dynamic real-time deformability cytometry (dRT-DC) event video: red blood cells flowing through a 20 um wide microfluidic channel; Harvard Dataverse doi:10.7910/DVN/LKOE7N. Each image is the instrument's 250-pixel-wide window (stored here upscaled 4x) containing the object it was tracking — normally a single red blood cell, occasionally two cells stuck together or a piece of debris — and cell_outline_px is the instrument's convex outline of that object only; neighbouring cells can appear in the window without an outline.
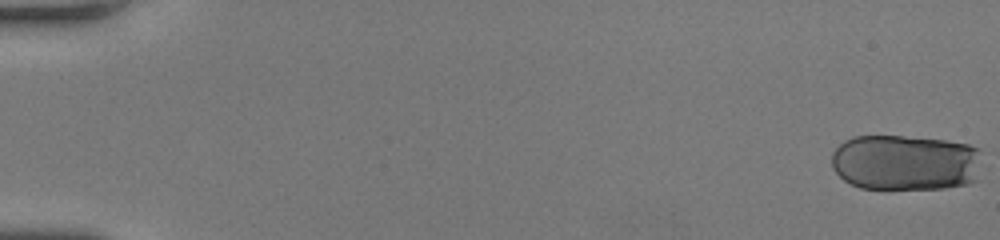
{"species": "human", "species_latin": "Homo sapiens", "temperature_condition": "room temperature", "stored_images_in_passage": 52, "segment_of_instrument_passage": [1, 2], "camera_frame_rate_fps": 3000, "um_per_image_px": 0.085, "donor": {"sex": "female"}, "frame": {"image": 1, "passage_image": 1, "time_ms": 0.0, "image_size_px": [1000, 240], "cell_outline_px": [[980, 148], [976, 180], [968, 184], [944, 188], [860, 188], [844, 180], [832, 168], [832, 152], [844, 140], [852, 136], [904, 136], [944, 140], [968, 144]], "centroid_in_image_um": [76.94, 13.8], "position_along_channel_um": 8.1, "area_um2": 49.07}}